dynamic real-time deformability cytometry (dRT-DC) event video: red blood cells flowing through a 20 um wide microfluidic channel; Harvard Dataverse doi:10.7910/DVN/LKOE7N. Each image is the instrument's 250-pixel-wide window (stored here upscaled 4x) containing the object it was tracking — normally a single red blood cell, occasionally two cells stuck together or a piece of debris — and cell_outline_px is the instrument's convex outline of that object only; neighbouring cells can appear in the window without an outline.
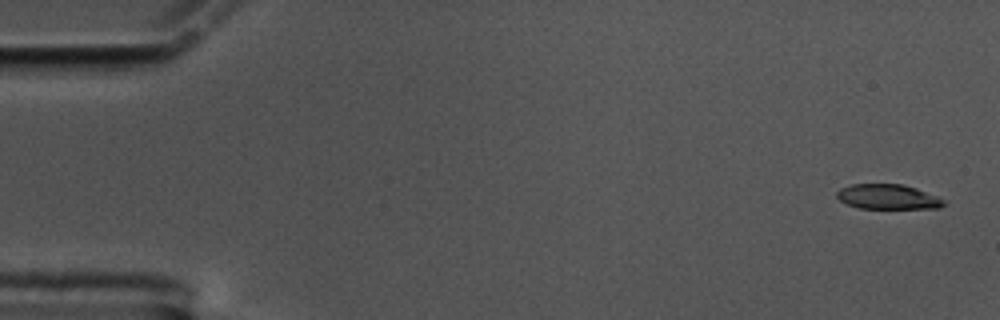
{"species": "common noctule bat (a hibernating species)", "species_latin": "Nyctalus noctula", "temperature_condition": "cold", "stored_images_in_passage": 60, "camera_frame_rate_fps": 3000, "um_per_image_px": 0.085, "animal": {"sex": "male", "body_mass_g": 17.5, "forearm_length_mm": 52.3}, "frame": {"image": 1, "passage_image": 2, "time_ms": 0.333, "image_size_px": [1000, 320], "cell_outline_px": [[944, 204], [940, 208], [860, 208], [848, 204], [840, 200], [836, 196], [836, 192], [840, 188], [852, 184], [900, 184], [916, 188], [936, 196], [944, 200]], "centroid_in_image_um": [75.44, 16.72], "position_along_channel_um": 9.6, "area_um2": 15.32}}
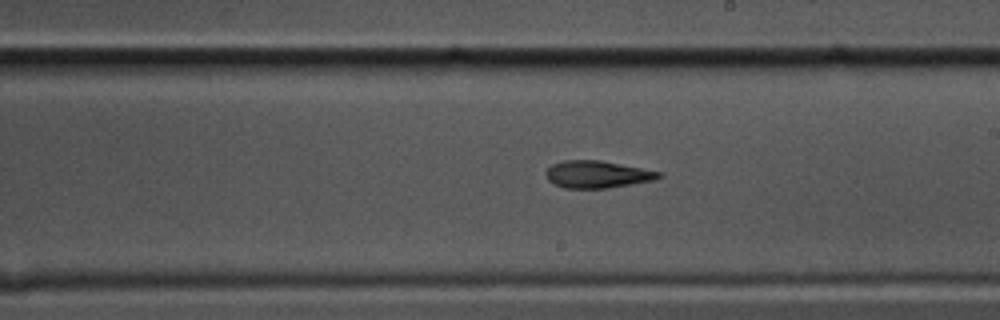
{"frame": {"image": 2, "passage_image": 34, "time_ms": 11.0, "image_size_px": [1000, 320], "cell_outline_px": [[660, 176], [652, 180], [632, 184], [608, 188], [564, 188], [552, 184], [548, 180], [544, 172], [552, 164], [564, 160], [600, 160], [660, 172]], "centroid_in_image_um": [50.67, 14.82], "position_along_channel_um": 238.3, "area_um2": 17.74}}
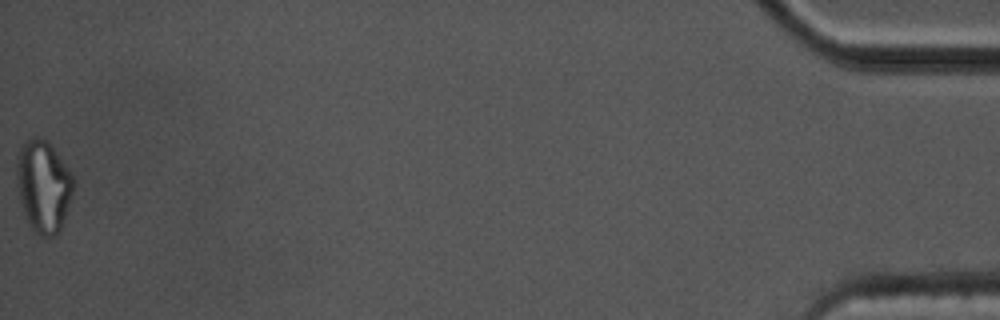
{"frame": {"image": 3, "passage_image": 60, "time_ms": 19.667, "image_size_px": [1000, 320], "cell_outline_px": [[76, 184], [60, 232], [56, 236], [40, 236], [28, 224], [24, 216], [16, 184], [16, 156], [24, 140], [32, 136], [36, 136], [48, 140], [72, 172], [76, 180]], "centroid_in_image_um": [3.7, 15.79], "position_along_channel_um": 431.5, "area_um2": 31.39}, "authors_computed_cell_mechanics": {"area_um2": 18.0914, "velocity_mm_per_s": 3.3772, "shape_relaxation_time_tau1_ms": 6.6734, "shape_relaxation_time_tau2_ms": 5.1503, "deformation_change_tau1": 0.226, "deformation_change_tau2": 0.1541}}